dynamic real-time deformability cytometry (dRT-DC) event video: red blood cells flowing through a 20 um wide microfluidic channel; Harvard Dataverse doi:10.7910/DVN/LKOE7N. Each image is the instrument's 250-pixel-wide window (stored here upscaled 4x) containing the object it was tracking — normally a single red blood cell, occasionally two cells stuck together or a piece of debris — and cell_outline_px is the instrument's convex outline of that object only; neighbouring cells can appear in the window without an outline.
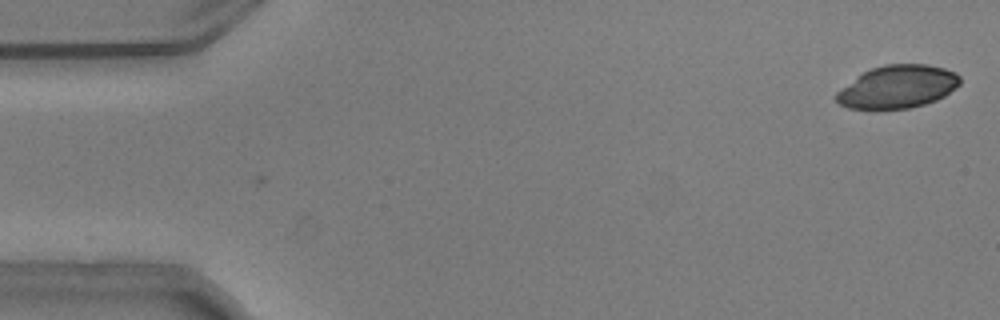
{"species": "common noctule bat (a hibernating species)", "species_latin": "Nyctalus noctula", "temperature_condition": "warm", "stored_images_in_passage": 2, "camera_frame_rate_fps": 3000, "um_per_image_px": 0.085, "animal": {"sex": "male", "body_mass_g": 20.5, "forearm_length_mm": 52.5}, "frame": {"image": 1, "passage_image": 2, "time_ms": 0.333, "image_size_px": [1000, 320], "cell_outline_px": [[960, 84], [956, 88], [944, 96], [936, 100], [924, 104], [908, 108], [848, 108], [840, 104], [836, 100], [836, 92], [864, 72], [872, 68], [884, 64], [928, 64], [944, 68], [956, 72], [960, 76]], "centroid_in_image_um": [76.34, 7.36], "position_along_channel_um": 8.7, "area_um2": 30.58}}